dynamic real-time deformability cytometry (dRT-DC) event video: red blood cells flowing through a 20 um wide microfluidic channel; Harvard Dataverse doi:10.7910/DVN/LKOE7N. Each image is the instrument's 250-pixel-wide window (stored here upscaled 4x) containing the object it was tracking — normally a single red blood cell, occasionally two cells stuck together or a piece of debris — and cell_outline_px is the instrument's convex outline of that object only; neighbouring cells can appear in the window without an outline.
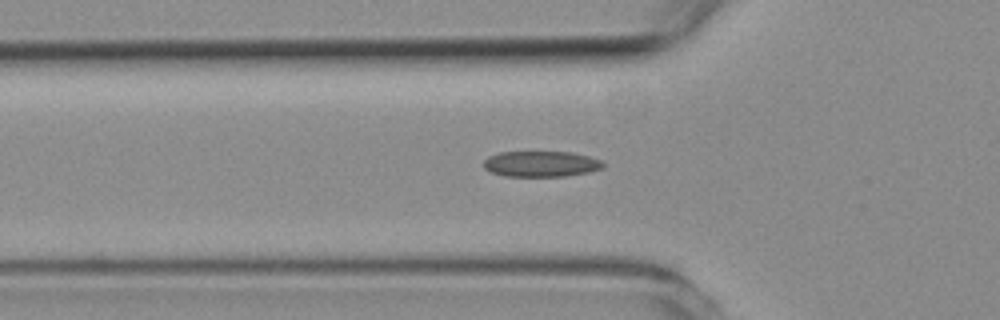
{"species": "common noctule bat (a hibernating species)", "species_latin": "Nyctalus noctula", "temperature_condition": "room temperature", "stored_images_in_passage": 40, "camera_frame_rate_fps": 3000, "um_per_image_px": 0.085, "animal": {"sex": "female", "body_mass_g": 19.3, "forearm_length_mm": 54.1}, "frame": {"image": 1, "passage_image": 4, "time_ms": 1.0, "image_size_px": [1000, 320], "cell_outline_px": [[604, 168], [588, 172], [564, 176], [504, 176], [488, 172], [484, 168], [484, 160], [488, 156], [500, 152], [572, 152], [588, 156], [600, 160], [604, 164]], "centroid_in_image_um": [45.95, 13.93], "position_along_channel_um": 79.8, "area_um2": 17.98}}
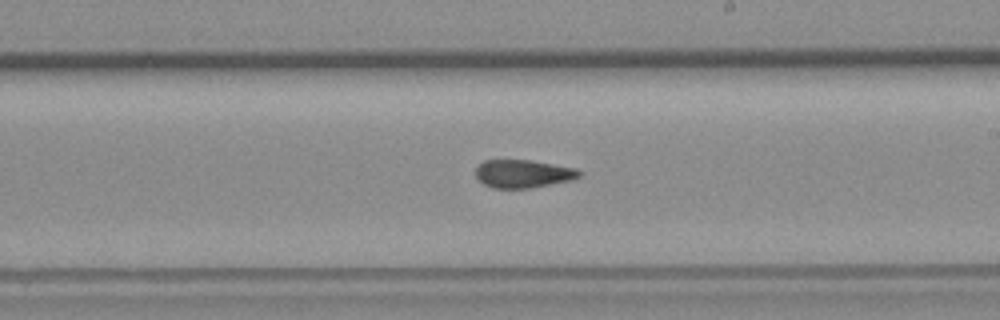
{"frame": {"image": 2, "passage_image": 17, "time_ms": 5.333, "image_size_px": [1000, 320], "cell_outline_px": [[584, 172], [580, 176], [572, 180], [552, 184], [528, 188], [492, 188], [484, 184], [476, 176], [476, 164], [484, 160], [532, 160], [576, 168]], "centroid_in_image_um": [44.47, 14.76], "position_along_channel_um": 244.5, "area_um2": 17.11}}
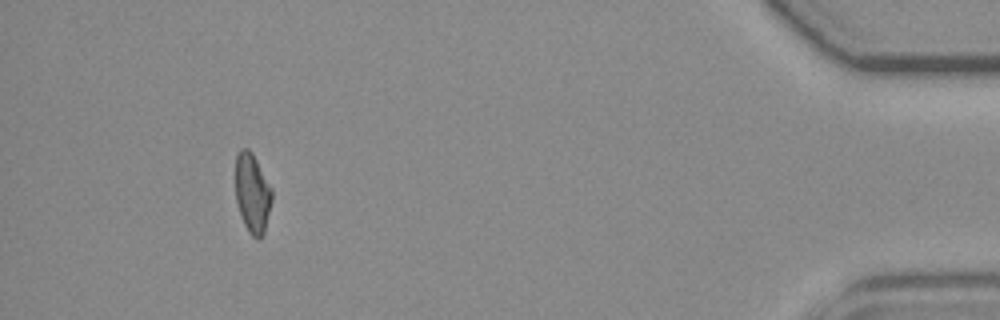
{"frame": {"image": 3, "passage_image": 36, "time_ms": 11.667, "image_size_px": [1000, 320], "cell_outline_px": [[272, 200], [264, 232], [256, 240], [248, 232], [240, 216], [236, 200], [236, 156], [240, 148], [248, 148], [252, 152], [272, 188]], "centroid_in_image_um": [21.45, 16.41], "position_along_channel_um": 413.8, "area_um2": 16.88}, "authors_computed_cell_mechanics": {"area_um2": 17.5423, "velocity_mm_per_s": 3.7903, "shape_relaxation_time_tau1_ms": 10.4566, "shape_relaxation_time_tau2_ms": 2.0459, "deformation_change_tau1": 0.2028, "deformation_change_tau2": 0.0919}}